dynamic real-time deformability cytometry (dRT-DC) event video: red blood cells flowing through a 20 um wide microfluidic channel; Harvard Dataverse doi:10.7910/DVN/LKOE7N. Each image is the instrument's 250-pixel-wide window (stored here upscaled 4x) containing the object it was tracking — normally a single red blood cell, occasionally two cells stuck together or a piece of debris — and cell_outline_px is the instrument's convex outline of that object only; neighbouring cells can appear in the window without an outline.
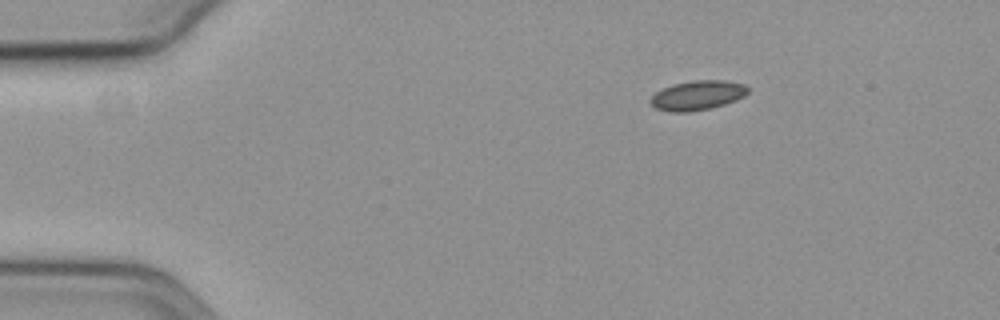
{"species": "common noctule bat (a hibernating species)", "species_latin": "Nyctalus noctula", "temperature_condition": "cold", "stored_images_in_passage": 49, "camera_frame_rate_fps": 3000, "um_per_image_px": 0.085, "animal": {"sex": "female", "body_mass_g": 19.3, "forearm_length_mm": 54.1}, "frame": {"image": 1, "passage_image": 1, "time_ms": 0.0, "image_size_px": [1000, 320], "cell_outline_px": [[748, 92], [744, 96], [736, 100], [724, 104], [708, 108], [688, 112], [668, 112], [656, 108], [648, 100], [656, 92], [672, 84], [692, 80], [724, 80], [744, 84], [748, 88]], "centroid_in_image_um": [59.27, 8.1], "position_along_channel_um": 25.7, "area_um2": 16.7}}
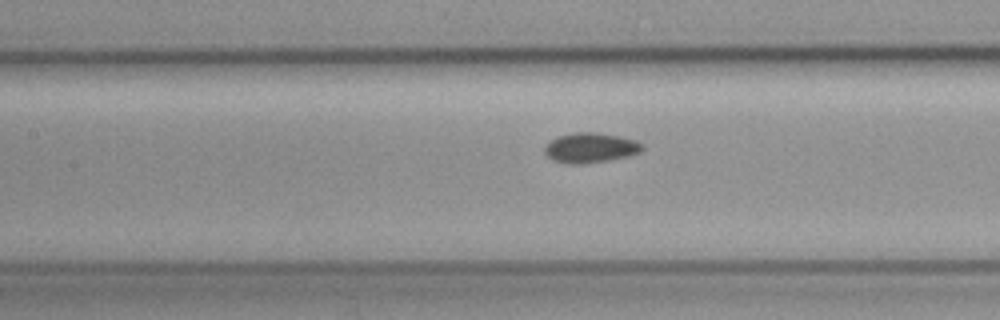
{"frame": {"image": 2, "passage_image": 18, "time_ms": 5.667, "image_size_px": [1000, 320], "cell_outline_px": [[644, 148], [640, 152], [628, 156], [608, 160], [576, 164], [568, 164], [552, 160], [544, 152], [544, 144], [548, 140], [556, 136], [576, 132], [596, 132], [620, 136], [636, 140], [644, 144]], "centroid_in_image_um": [50.16, 12.54], "position_along_channel_um": 157.2, "area_um2": 17.28}}
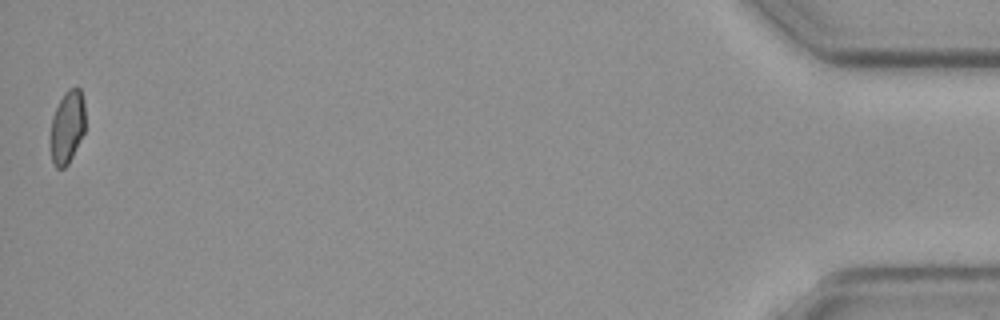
{"frame": {"image": 3, "passage_image": 49, "time_ms": 16.0, "image_size_px": [1000, 320], "cell_outline_px": [[84, 132], [68, 164], [64, 168], [56, 168], [52, 164], [52, 116], [64, 92], [68, 88], [76, 84], [80, 88], [84, 100]], "centroid_in_image_um": [5.73, 10.73], "position_along_channel_um": 429.5, "area_um2": 14.62}, "authors_computed_cell_mechanics": {"area_um2": 16.184, "velocity_mm_per_s": 3.598, "shape_relaxation_time_tau1_ms": null, "shape_relaxation_time_tau2_ms": 5.2026, "deformation_change_tau1": null, "deformation_change_tau2": 0.0808}}